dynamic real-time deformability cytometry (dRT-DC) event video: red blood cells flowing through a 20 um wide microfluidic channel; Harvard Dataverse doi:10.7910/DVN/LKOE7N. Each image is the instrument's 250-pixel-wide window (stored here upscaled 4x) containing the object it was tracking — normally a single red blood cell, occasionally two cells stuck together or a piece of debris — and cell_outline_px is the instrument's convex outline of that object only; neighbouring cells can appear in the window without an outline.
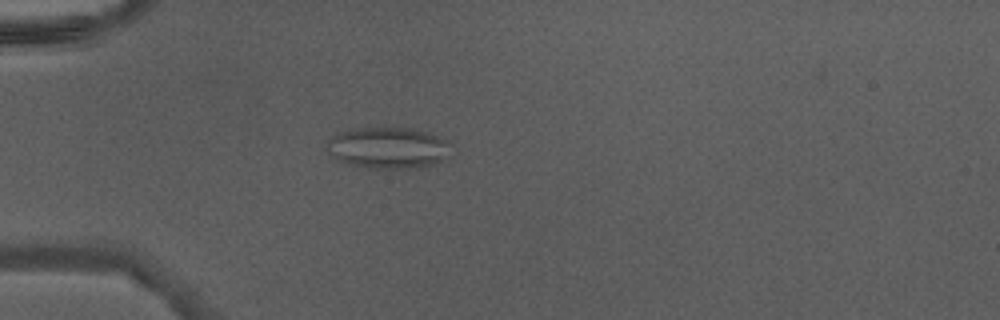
{"species": "Egyptian fruit bat (a non-hibernating species)", "species_latin": "Rousettus aegyptiacus", "temperature_condition": "warm", "stored_images_in_passage": 47, "camera_frame_rate_fps": 3000, "um_per_image_px": 0.085, "animal": {"sex": "male"}, "frame": {"image": 1, "passage_image": 15, "time_ms": 4.667, "image_size_px": [1000, 320], "cell_outline_px": [[452, 144], [444, 160], [432, 164], [416, 168], [372, 168], [344, 164], [336, 160], [324, 148], [328, 140], [336, 132], [356, 128], [412, 128], [448, 140]], "centroid_in_image_um": [32.92, 12.57], "position_along_channel_um": 52.1, "area_um2": 30.17}}
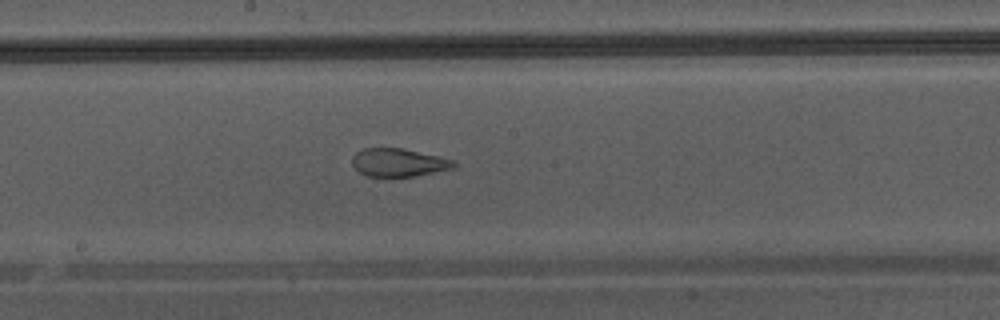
{"frame": {"image": 2, "passage_image": 27, "time_ms": 8.667, "image_size_px": [1000, 320], "cell_outline_px": [[456, 168], [412, 176], [368, 176], [360, 172], [352, 164], [352, 156], [356, 152], [364, 148], [404, 148], [440, 156], [456, 160]], "centroid_in_image_um": [33.92, 13.8], "position_along_channel_um": 214.3, "area_um2": 16.7}}
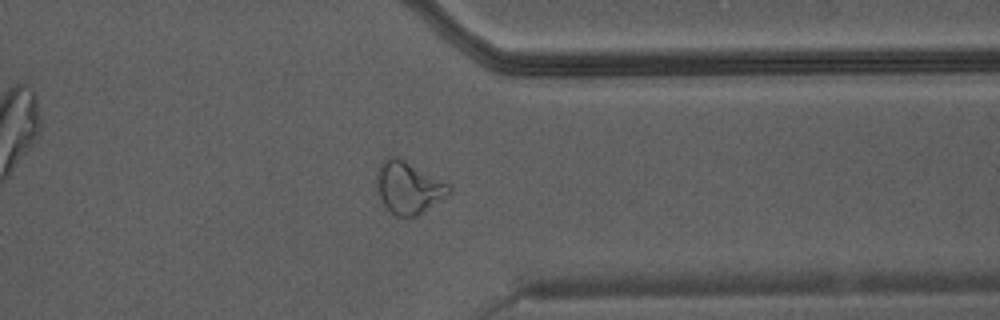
{"frame": {"image": 3, "passage_image": 38, "time_ms": 12.333, "image_size_px": [1000, 320], "cell_outline_px": [[452, 192], [448, 196], [424, 212], [416, 216], [396, 216], [388, 212], [380, 200], [376, 192], [376, 168], [388, 156], [400, 156], [448, 184], [452, 188]], "centroid_in_image_um": [34.68, 15.94], "position_along_channel_um": 376.7, "area_um2": 22.6}}